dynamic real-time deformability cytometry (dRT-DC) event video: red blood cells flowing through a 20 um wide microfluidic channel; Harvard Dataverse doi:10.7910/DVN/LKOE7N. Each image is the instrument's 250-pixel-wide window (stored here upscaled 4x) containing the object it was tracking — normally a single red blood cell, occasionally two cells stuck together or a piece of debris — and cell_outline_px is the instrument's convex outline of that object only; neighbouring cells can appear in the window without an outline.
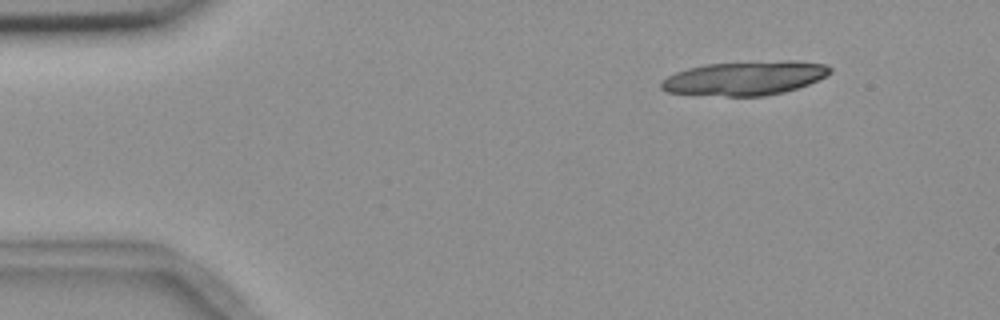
{"species": "common noctule bat (a hibernating species)", "species_latin": "Nyctalus noctula", "temperature_condition": "room temperature", "stored_images_in_passage": 4, "camera_frame_rate_fps": 3000, "um_per_image_px": 0.085, "animal": {"sex": "female", "body_mass_g": 18.4}, "frame": {"image": 1, "passage_image": 1, "time_ms": 0.0, "image_size_px": [1000, 320], "cell_outline_px": [[832, 72], [808, 84], [784, 92], [764, 96], [724, 96], [668, 92], [660, 88], [660, 84], [668, 76], [676, 72], [688, 68], [704, 64], [788, 60], [792, 60], [824, 64], [832, 68]], "centroid_in_image_um": [63.32, 6.64], "position_along_channel_um": 21.7, "area_um2": 33.23}}
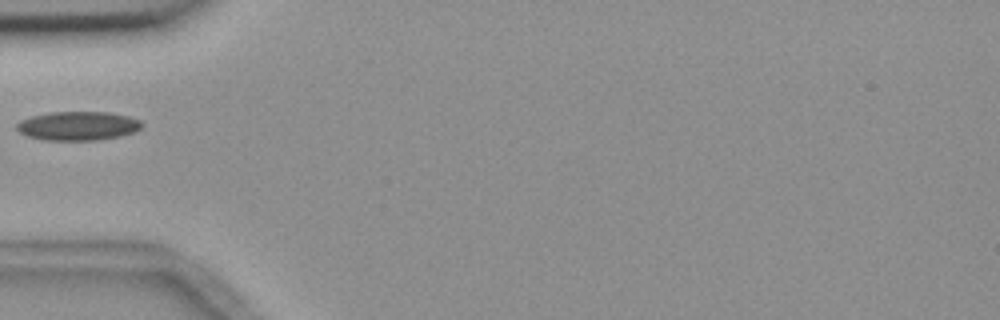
{"frame": {"image": 2, "passage_image": 4, "time_ms": 4.0, "image_size_px": [1000, 320], "cell_outline_px": [[144, 124], [140, 128], [132, 132], [120, 136], [96, 140], [44, 140], [28, 136], [20, 132], [16, 128], [16, 124], [20, 120], [32, 116], [52, 112], [108, 112], [128, 116], [140, 120]], "centroid_in_image_um": [6.62, 10.7], "position_along_channel_um": 78.4, "area_um2": 20.98}}